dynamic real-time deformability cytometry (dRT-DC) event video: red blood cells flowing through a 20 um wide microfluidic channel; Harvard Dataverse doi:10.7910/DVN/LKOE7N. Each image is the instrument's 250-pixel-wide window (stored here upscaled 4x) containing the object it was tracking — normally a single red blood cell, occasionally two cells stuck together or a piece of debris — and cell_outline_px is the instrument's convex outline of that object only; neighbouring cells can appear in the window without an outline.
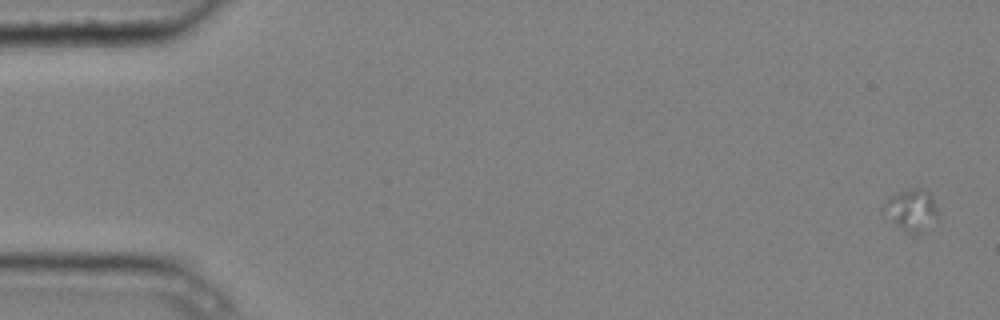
{"species": "common noctule bat (a hibernating species)", "species_latin": "Nyctalus noctula", "temperature_condition": "cold", "stored_images_in_passage": 4, "camera_frame_rate_fps": 3000, "um_per_image_px": 0.085, "animal": {"sex": "male", "body_mass_g": 20.4}, "frame": {"image": 1, "passage_image": 1, "time_ms": 0.0, "image_size_px": [1000, 320], "cell_outline_px": [[940, 212], [920, 232], [908, 232], [896, 224], [884, 204], [888, 196], [908, 188], [924, 188], [932, 196]], "centroid_in_image_um": [77.53, 17.75], "position_along_channel_um": 7.5, "area_um2": 12.37}}
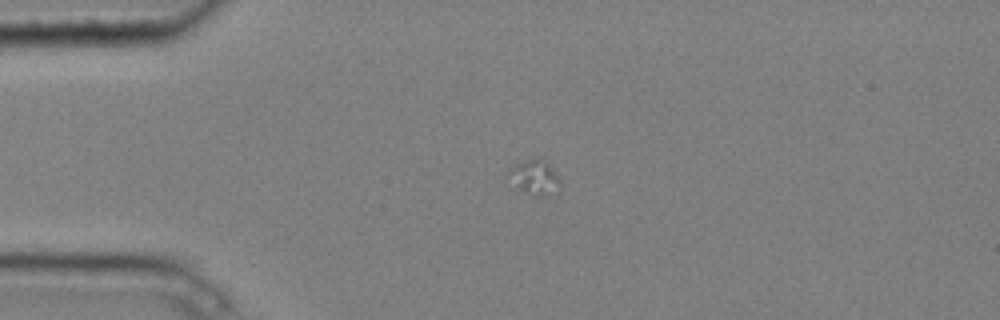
{"frame": {"image": 2, "passage_image": 4, "time_ms": 1.0, "image_size_px": [1000, 320], "cell_outline_px": [[560, 192], [556, 196], [532, 196], [520, 188], [508, 172], [516, 164], [532, 156], [540, 156], [552, 164], [560, 180]], "centroid_in_image_um": [45.6, 15.05], "position_along_channel_um": 39.4, "area_um2": 10.81}}